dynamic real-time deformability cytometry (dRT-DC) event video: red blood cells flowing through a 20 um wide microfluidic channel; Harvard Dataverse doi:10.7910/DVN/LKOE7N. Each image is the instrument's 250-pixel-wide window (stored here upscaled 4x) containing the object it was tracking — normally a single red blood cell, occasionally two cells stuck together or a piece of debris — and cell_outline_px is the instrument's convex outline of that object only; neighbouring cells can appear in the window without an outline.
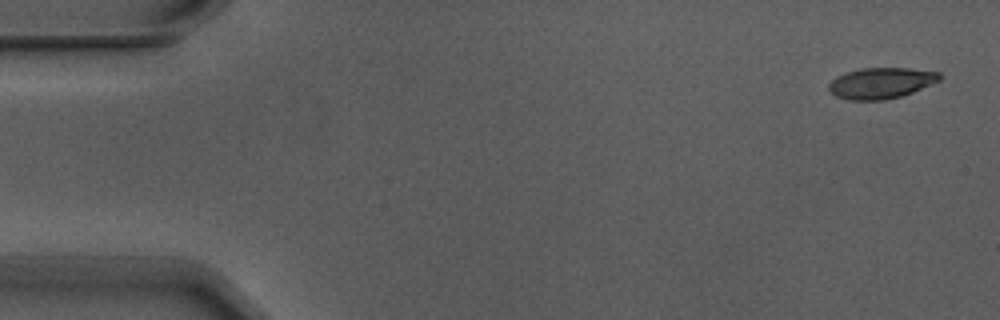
{"species": "Egyptian fruit bat (a non-hibernating species)", "species_latin": "Rousettus aegyptiacus", "temperature_condition": "warm", "stored_images_in_passage": 6, "camera_frame_rate_fps": 3000, "um_per_image_px": 0.085, "animal": {"sex": "male"}, "frame": {"image": 1, "passage_image": 1, "time_ms": 0.0, "image_size_px": [1000, 320], "cell_outline_px": [[944, 76], [940, 80], [912, 92], [900, 96], [884, 100], [848, 100], [836, 96], [828, 88], [828, 84], [836, 76], [860, 68], [908, 68], [940, 72]], "centroid_in_image_um": [74.9, 7.05], "position_along_channel_um": 10.1, "area_um2": 19.94}}